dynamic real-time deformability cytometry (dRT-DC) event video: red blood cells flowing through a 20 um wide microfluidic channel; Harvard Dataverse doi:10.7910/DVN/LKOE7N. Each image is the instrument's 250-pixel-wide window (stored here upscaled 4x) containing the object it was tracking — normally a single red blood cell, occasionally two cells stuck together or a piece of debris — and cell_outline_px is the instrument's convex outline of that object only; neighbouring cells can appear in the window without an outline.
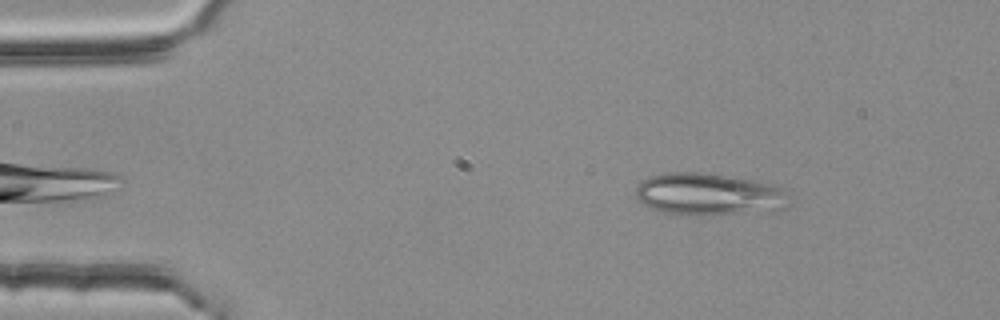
{"species": "common noctule bat (a hibernating species)", "species_latin": "Nyctalus noctula", "temperature_condition": "room temperature", "stored_images_in_passage": 50, "camera_frame_rate_fps": 3000, "um_per_image_px": 0.085, "animal": {"sex": "female", "body_mass_g": 25.1}, "frame": {"image": 1, "passage_image": 4, "time_ms": 1.0, "image_size_px": [1000, 320], "cell_outline_px": [[792, 204], [788, 208], [772, 212], [712, 216], [708, 216], [664, 212], [652, 208], [636, 200], [636, 188], [644, 180], [652, 176], [668, 172], [700, 172], [732, 176], [756, 180], [772, 184], [784, 188]], "centroid_in_image_um": [60.38, 16.54], "position_along_channel_um": 24.6, "area_um2": 38.67}}
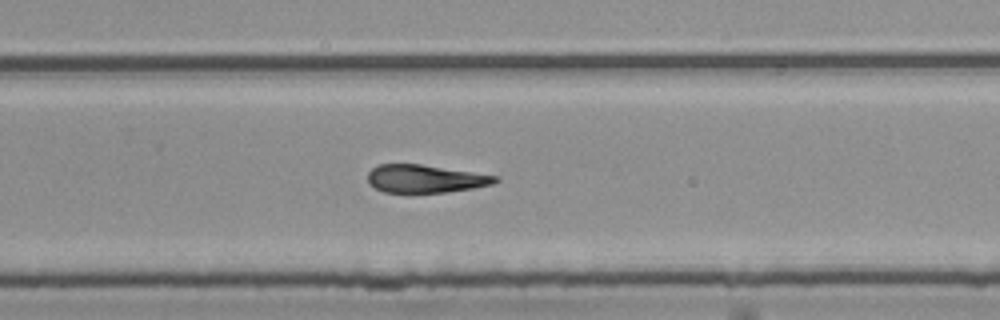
{"frame": {"image": 2, "passage_image": 31, "time_ms": 10.0, "image_size_px": [1000, 320], "cell_outline_px": [[500, 180], [492, 184], [472, 188], [444, 192], [384, 192], [368, 184], [368, 172], [372, 168], [380, 164], [420, 164], [500, 176]], "centroid_in_image_um": [36.15, 15.18], "position_along_channel_um": 293.7, "area_um2": 20.63}}
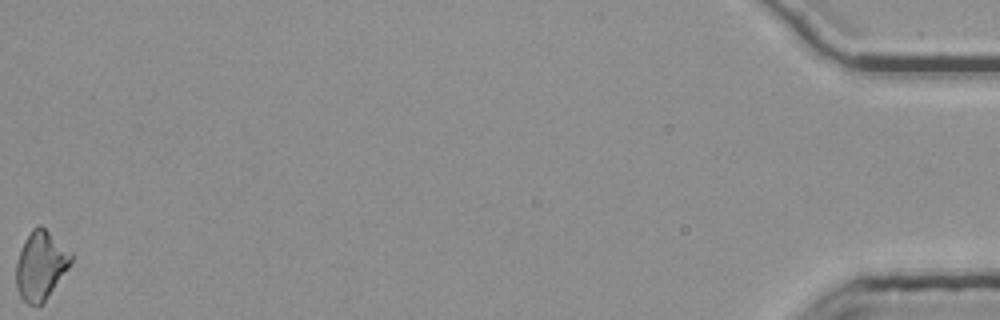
{"frame": {"image": 3, "passage_image": 50, "time_ms": 16.333, "image_size_px": [1000, 320], "cell_outline_px": [[72, 260], [68, 268], [44, 304], [28, 304], [20, 296], [16, 284], [16, 264], [24, 240], [32, 228], [40, 224], [72, 252]], "centroid_in_image_um": [3.47, 22.56], "position_along_channel_um": 431.7, "area_um2": 21.91}, "authors_computed_cell_mechanics": {"area_um2": 22.0796, "velocity_mm_per_s": 3.7956, "shape_relaxation_time_tau1_ms": null, "shape_relaxation_time_tau2_ms": 2.187, "deformation_change_tau1": null, "deformation_change_tau2": 0.1107}}